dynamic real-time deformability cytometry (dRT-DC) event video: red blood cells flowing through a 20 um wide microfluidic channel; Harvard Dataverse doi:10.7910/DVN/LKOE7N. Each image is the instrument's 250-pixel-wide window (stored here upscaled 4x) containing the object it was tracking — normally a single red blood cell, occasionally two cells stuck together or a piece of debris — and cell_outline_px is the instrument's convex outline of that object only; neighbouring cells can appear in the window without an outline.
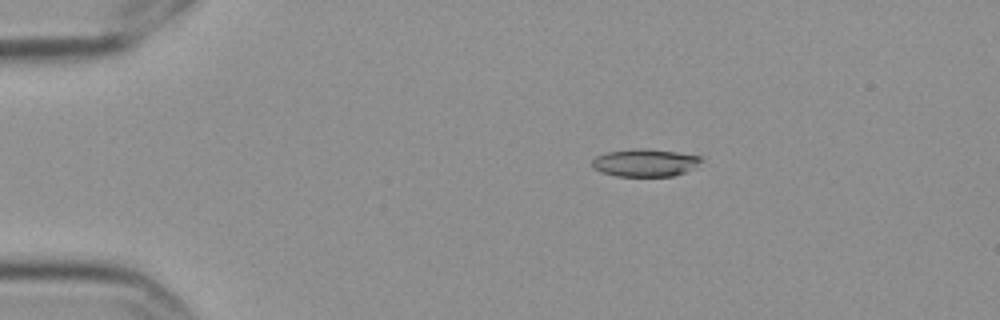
{"species": "Egyptian fruit bat (a non-hibernating species)", "species_latin": "Rousettus aegyptiacus", "temperature_condition": "cold", "stored_images_in_passage": 3, "camera_frame_rate_fps": 3000, "um_per_image_px": 0.085, "frame": {"image": 1, "passage_image": 2, "time_ms": 0.333, "image_size_px": [1000, 320], "cell_outline_px": [[704, 160], [684, 172], [672, 176], [616, 176], [600, 172], [592, 168], [592, 160], [596, 156], [608, 152], [636, 148], [644, 148], [676, 152], [700, 156]], "centroid_in_image_um": [54.78, 13.83], "position_along_channel_um": 30.2, "area_um2": 17.46}}